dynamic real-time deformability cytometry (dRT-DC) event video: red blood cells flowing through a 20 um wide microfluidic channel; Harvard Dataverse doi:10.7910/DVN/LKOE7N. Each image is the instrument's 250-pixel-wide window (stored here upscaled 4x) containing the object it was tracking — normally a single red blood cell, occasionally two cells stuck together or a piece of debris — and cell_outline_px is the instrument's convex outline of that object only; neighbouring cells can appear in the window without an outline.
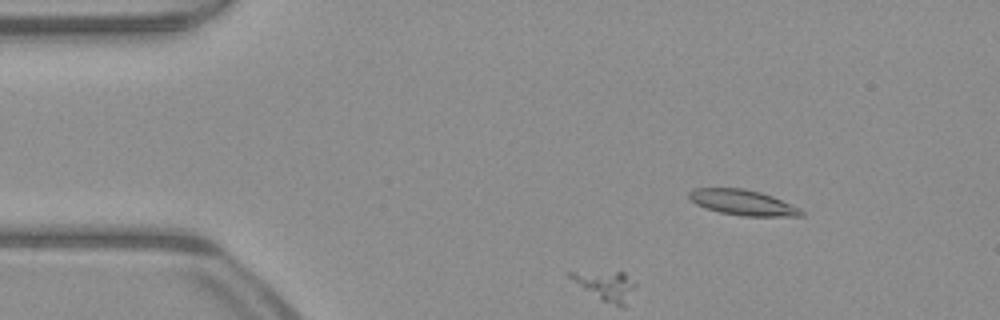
{"species": "common noctule bat (a hibernating species)", "species_latin": "Nyctalus noctula", "temperature_condition": "warm", "stored_images_in_passage": 52, "camera_frame_rate_fps": 3000, "um_per_image_px": 0.085, "animal": {"sex": "male", "body_mass_g": 23.1, "forearm_length_mm": 52.7}, "frame": {"image": 1, "passage_image": 7, "time_ms": 2.0, "image_size_px": [1000, 320], "cell_outline_px": [[804, 216], [744, 216], [720, 212], [704, 208], [696, 204], [688, 196], [688, 192], [692, 188], [744, 188], [760, 192], [772, 196], [800, 208], [804, 212]], "centroid_in_image_um": [63.12, 17.21], "position_along_channel_um": 21.9, "area_um2": 16.65}}
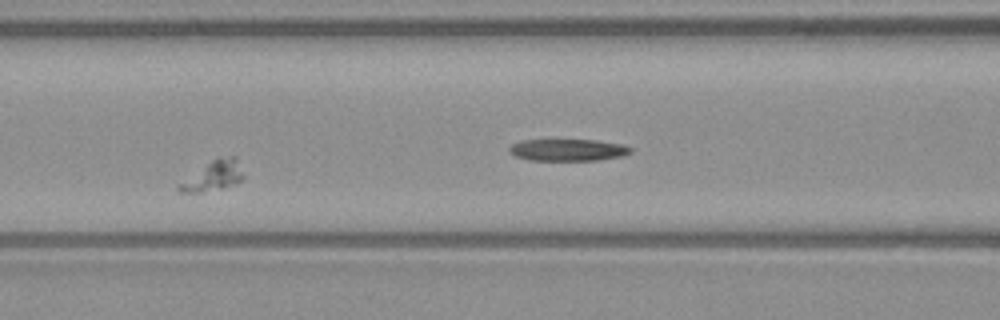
{"frame": {"image": 2, "passage_image": 20, "time_ms": 6.333, "image_size_px": [1000, 320], "cell_outline_px": [[244, 176], [236, 184], [220, 188], [200, 192], [180, 192], [176, 188], [180, 184], [212, 160], [220, 156], [236, 156]], "centroid_in_image_um": [18.19, 14.93], "position_along_channel_um": 148.4, "area_um2": 10.69}}
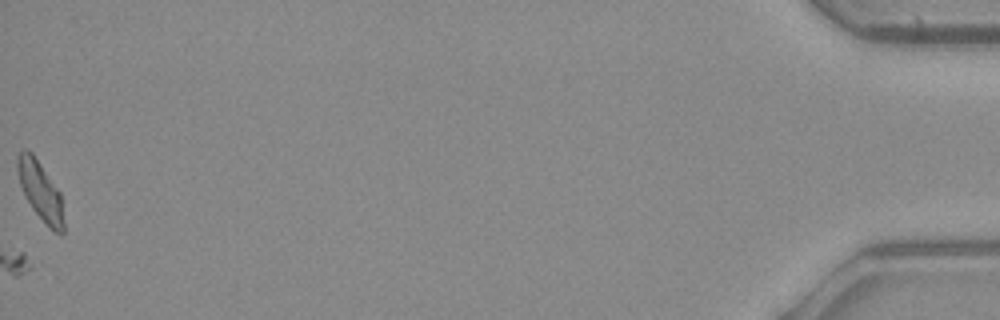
{"frame": {"image": 3, "passage_image": 52, "time_ms": 17.0, "image_size_px": [1000, 320], "cell_outline_px": [[64, 232], [60, 236], [48, 228], [32, 208], [24, 196], [20, 184], [16, 168], [16, 156], [24, 148], [28, 148], [32, 152], [60, 192], [64, 224]], "centroid_in_image_um": [3.42, 16.24], "position_along_channel_um": 431.8, "area_um2": 16.13}}